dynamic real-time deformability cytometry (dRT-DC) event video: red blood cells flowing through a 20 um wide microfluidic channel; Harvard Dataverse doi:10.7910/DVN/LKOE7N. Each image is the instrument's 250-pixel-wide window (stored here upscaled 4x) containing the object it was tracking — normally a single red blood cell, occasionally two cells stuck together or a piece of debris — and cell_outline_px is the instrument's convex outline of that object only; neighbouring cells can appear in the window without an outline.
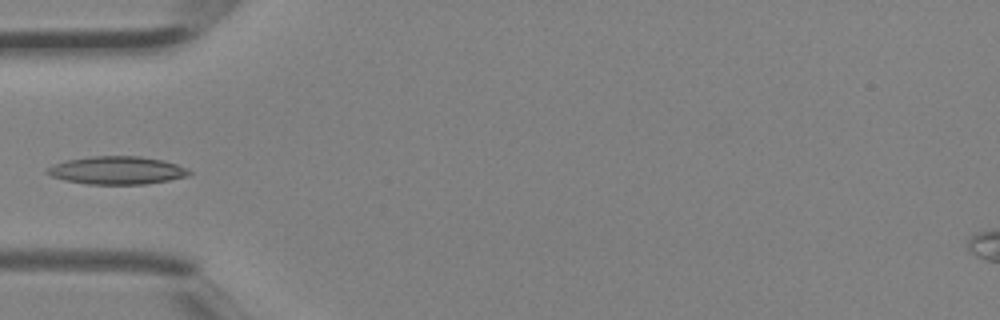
{"species": "Egyptian fruit bat (a non-hibernating species)", "species_latin": "Rousettus aegyptiacus", "temperature_condition": "room temperature", "stored_images_in_passage": 3, "camera_frame_rate_fps": 3000, "um_per_image_px": 0.085, "animal": {"sex": "female"}, "frame": {"image": 1, "passage_image": 3, "time_ms": 0.667, "image_size_px": [1000, 320], "cell_outline_px": [[192, 172], [188, 176], [168, 180], [144, 184], [88, 184], [64, 180], [52, 176], [44, 172], [44, 168], [52, 164], [68, 160], [92, 156], [140, 156], [164, 160], [176, 164]], "centroid_in_image_um": [9.89, 14.47], "position_along_channel_um": 75.1, "area_um2": 23.12}}